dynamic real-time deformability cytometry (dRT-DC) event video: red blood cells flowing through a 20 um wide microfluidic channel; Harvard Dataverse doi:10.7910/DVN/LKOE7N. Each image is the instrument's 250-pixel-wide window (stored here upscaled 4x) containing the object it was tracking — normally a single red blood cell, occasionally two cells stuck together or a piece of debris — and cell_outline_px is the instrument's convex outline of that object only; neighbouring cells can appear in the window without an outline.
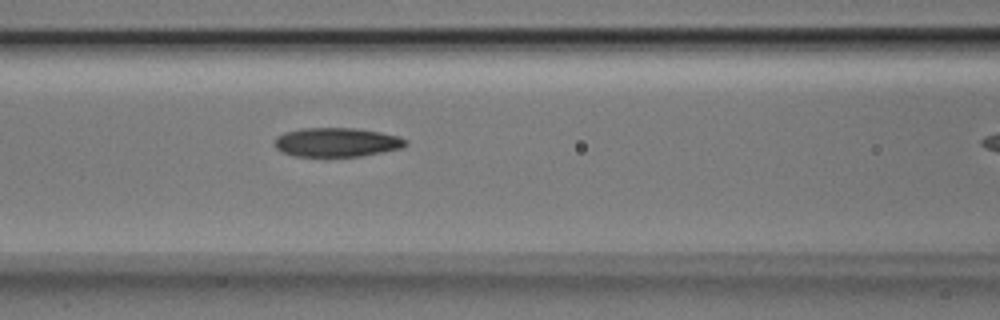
{"species": "Egyptian fruit bat (a non-hibernating species)", "species_latin": "Rousettus aegyptiacus", "temperature_condition": "room temperature", "stored_images_in_passage": 10, "camera_frame_rate_fps": 3000, "um_per_image_px": 0.085, "animal": {"sex": "male"}, "frame": {"image": 1, "passage_image": 9, "time_ms": 2.667, "image_size_px": [1000, 320], "cell_outline_px": [[408, 144], [400, 148], [384, 152], [360, 156], [296, 156], [280, 152], [272, 144], [276, 136], [284, 132], [300, 128], [352, 128], [380, 132], [400, 136], [408, 140]], "centroid_in_image_um": [28.59, 12.09], "position_along_channel_um": 138.0, "area_um2": 22.43}}